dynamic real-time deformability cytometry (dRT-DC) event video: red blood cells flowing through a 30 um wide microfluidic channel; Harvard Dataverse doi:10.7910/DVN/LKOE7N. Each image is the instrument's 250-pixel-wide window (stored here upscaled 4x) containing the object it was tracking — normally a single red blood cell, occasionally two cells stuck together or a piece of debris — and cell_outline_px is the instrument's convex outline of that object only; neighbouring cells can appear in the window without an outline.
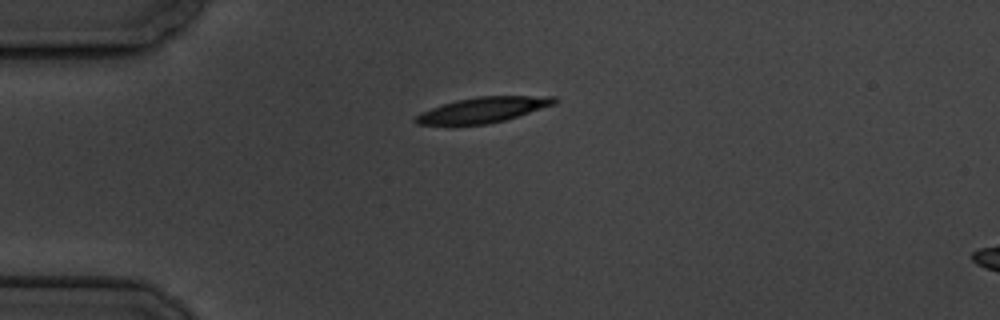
{"species": "common noctule bat (a hibernating species)", "species_latin": "Nyctalus noctula", "temperature_condition": "cold", "stored_images_in_passage": 3, "camera_frame_rate_fps": 3000, "um_per_image_px": 0.085, "animal": {"sex": "male", "body_mass_g": 19.5, "forearm_length_mm": 54.6}, "frame": {"image": 1, "passage_image": 1, "time_ms": 0.0, "image_size_px": [1000, 320], "cell_outline_px": [[560, 100], [556, 104], [504, 120], [488, 124], [452, 128], [448, 128], [416, 124], [412, 120], [420, 112], [456, 100], [476, 96], [556, 96]], "centroid_in_image_um": [40.96, 9.39], "position_along_channel_um": 44.0, "area_um2": 21.5}}